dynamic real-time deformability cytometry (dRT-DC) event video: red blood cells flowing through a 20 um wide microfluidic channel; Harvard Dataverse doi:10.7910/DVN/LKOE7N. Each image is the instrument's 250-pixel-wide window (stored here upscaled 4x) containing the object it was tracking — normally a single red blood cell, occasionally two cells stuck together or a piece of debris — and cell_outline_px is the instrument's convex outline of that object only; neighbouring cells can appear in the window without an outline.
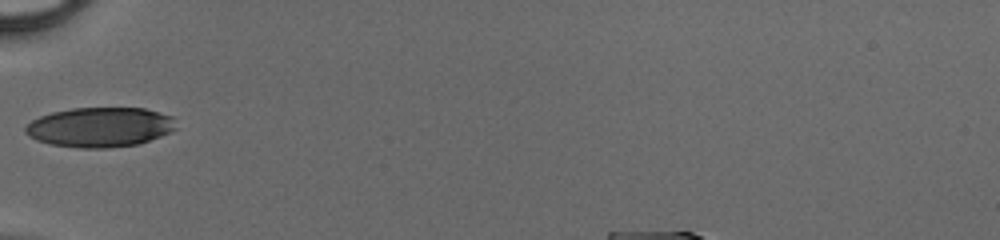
{"species": "human", "species_latin": "Homo sapiens", "temperature_condition": "cold", "stored_images_in_passage": 31, "camera_frame_rate_fps": 3000, "um_per_image_px": 0.085, "donor": {"sex": "male"}, "frame": {"image": 1, "passage_image": 1, "time_ms": 0.0, "image_size_px": [1000, 240], "cell_outline_px": [[176, 128], [160, 136], [140, 144], [104, 148], [80, 148], [52, 144], [36, 140], [28, 136], [24, 132], [24, 128], [32, 120], [40, 116], [52, 112], [72, 108], [144, 108], [172, 116]], "centroid_in_image_um": [8.47, 10.81], "position_along_channel_um": 76.5, "area_um2": 34.8}}
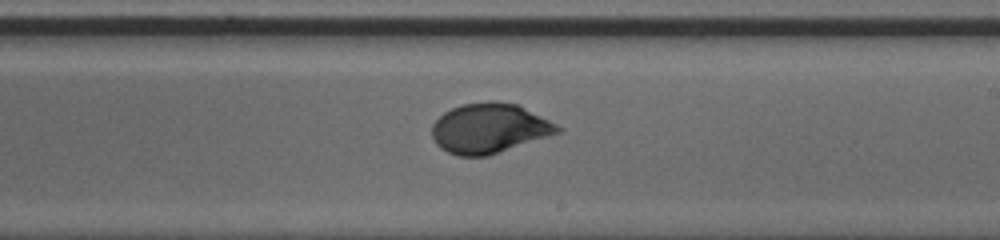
{"frame": {"image": 2, "passage_image": 13, "time_ms": 4.0, "image_size_px": [1000, 240], "cell_outline_px": [[564, 128], [560, 132], [488, 156], [456, 156], [440, 148], [436, 144], [432, 136], [432, 124], [444, 112], [460, 104], [492, 100], [496, 100], [516, 104]], "centroid_in_image_um": [41.55, 10.9], "position_along_channel_um": 247.4, "area_um2": 36.41}}
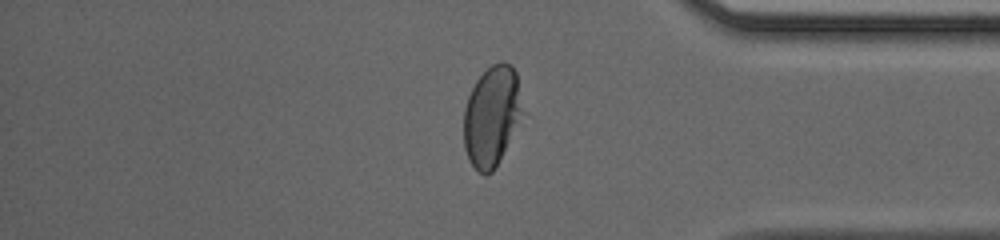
{"frame": {"image": 3, "passage_image": 24, "time_ms": 7.667, "image_size_px": [1000, 240], "cell_outline_px": [[524, 112], [492, 172], [484, 176], [468, 160], [464, 148], [464, 108], [468, 96], [476, 80], [492, 64], [500, 60], [504, 60], [512, 64], [516, 72]], "centroid_in_image_um": [41.79, 9.81], "position_along_channel_um": 393.4, "area_um2": 34.22}}